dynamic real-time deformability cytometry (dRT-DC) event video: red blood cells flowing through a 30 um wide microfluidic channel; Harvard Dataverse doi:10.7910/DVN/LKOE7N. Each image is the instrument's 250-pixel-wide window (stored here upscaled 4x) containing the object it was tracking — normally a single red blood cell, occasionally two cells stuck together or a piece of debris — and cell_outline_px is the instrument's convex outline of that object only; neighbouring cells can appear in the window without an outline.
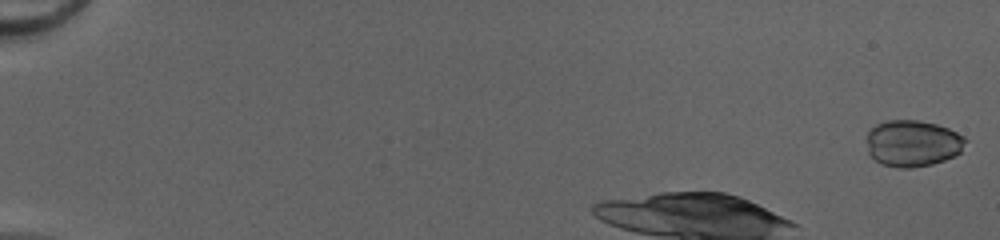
{"species": "common noctule bat (a hibernating species)", "species_latin": "Nyctalus noctula", "temperature_condition": "cold", "stored_images_in_passage": 44, "camera_frame_rate_fps": 3000, "um_per_image_px": 0.085, "animal": {"sex": "female", "body_mass_g": 20.0, "forearm_length_mm": 54.0}, "frame": {"image": 1, "passage_image": 1, "time_ms": 0.0, "image_size_px": [1000, 240], "cell_outline_px": [[968, 140], [960, 152], [956, 156], [932, 164], [912, 168], [900, 168], [880, 164], [868, 152], [868, 132], [876, 124], [888, 120], [920, 120], [936, 124], [948, 128], [964, 136]], "centroid_in_image_um": [77.6, 12.18], "position_along_channel_um": 7.4, "area_um2": 26.88}, "authors_computed_cell_mechanics": {"area_um2": 18.4382, "velocity_mm_per_s": 4.1809, "shape_relaxation_time_tau1_ms": 3.0984, "shape_relaxation_time_tau2_ms": 1.645, "deformation_change_tau1": 0.1182, "deformation_change_tau2": 0.0738}}